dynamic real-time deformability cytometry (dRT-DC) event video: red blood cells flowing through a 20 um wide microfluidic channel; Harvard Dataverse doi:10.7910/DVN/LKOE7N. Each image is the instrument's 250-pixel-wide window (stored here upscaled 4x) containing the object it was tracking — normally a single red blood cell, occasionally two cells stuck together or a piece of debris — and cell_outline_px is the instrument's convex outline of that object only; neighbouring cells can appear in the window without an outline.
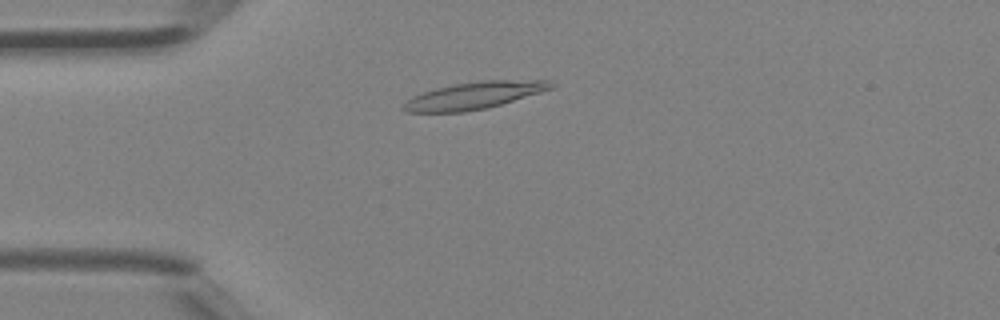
{"species": "Egyptian fruit bat (a non-hibernating species)", "species_latin": "Rousettus aegyptiacus", "temperature_condition": "room temperature", "stored_images_in_passage": 4, "camera_frame_rate_fps": 3000, "um_per_image_px": 0.085, "animal": {"sex": "female"}, "frame": {"image": 1, "passage_image": 3, "time_ms": 0.667, "image_size_px": [1000, 320], "cell_outline_px": [[556, 84], [552, 88], [540, 92], [488, 108], [464, 112], [408, 112], [400, 108], [412, 96], [436, 88], [456, 84], [480, 80], [548, 80]], "centroid_in_image_um": [40.3, 8.11], "position_along_channel_um": 44.7, "area_um2": 23.12}}